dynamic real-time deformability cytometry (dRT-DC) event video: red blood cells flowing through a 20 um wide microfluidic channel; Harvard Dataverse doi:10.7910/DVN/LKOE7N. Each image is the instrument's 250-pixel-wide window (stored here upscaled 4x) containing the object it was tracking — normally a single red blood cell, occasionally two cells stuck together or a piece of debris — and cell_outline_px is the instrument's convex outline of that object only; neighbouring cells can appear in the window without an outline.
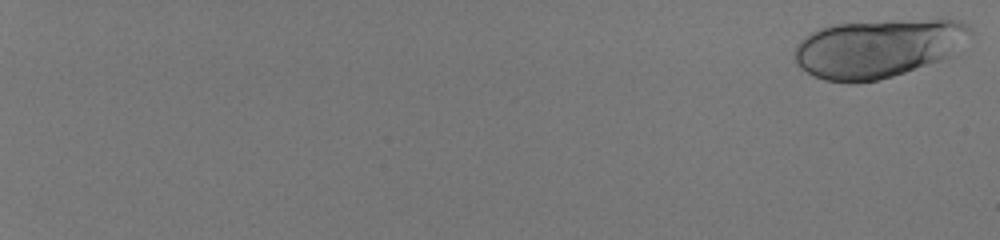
{"species": "human", "species_latin": "Homo sapiens", "temperature_condition": "room temperature", "stored_images_in_passage": 29, "camera_frame_rate_fps": 3000, "um_per_image_px": 0.085, "donor": {"sex": "male"}, "frame": {"image": 1, "passage_image": 1, "time_ms": 0.0, "image_size_px": [1000, 240], "cell_outline_px": [[972, 32], [952, 56], [892, 76], [876, 80], [824, 80], [812, 76], [800, 68], [796, 64], [796, 44], [804, 36], [828, 24], [940, 16], [960, 20], [968, 24], [972, 28]], "centroid_in_image_um": [74.7, 4.01], "position_along_channel_um": 10.3, "area_um2": 60.63}}
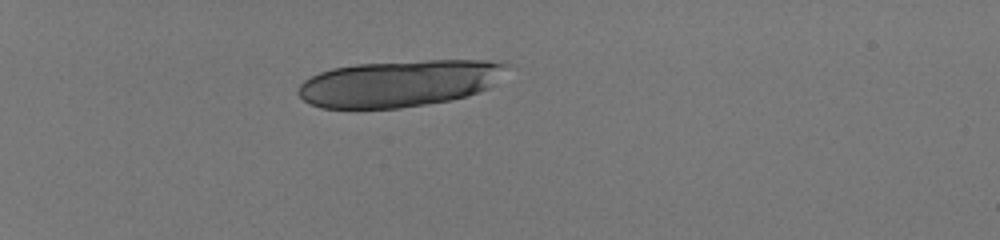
{"frame": {"image": 2, "passage_image": 20, "time_ms": 6.333, "image_size_px": [1000, 240], "cell_outline_px": [[508, 64], [496, 84], [488, 88], [468, 96], [452, 100], [428, 104], [400, 108], [356, 112], [320, 108], [304, 100], [296, 92], [300, 84], [304, 80], [320, 72], [332, 68], [356, 64], [428, 60], [488, 60]], "centroid_in_image_um": [33.87, 7.13], "position_along_channel_um": 51.1, "area_um2": 57.86}}